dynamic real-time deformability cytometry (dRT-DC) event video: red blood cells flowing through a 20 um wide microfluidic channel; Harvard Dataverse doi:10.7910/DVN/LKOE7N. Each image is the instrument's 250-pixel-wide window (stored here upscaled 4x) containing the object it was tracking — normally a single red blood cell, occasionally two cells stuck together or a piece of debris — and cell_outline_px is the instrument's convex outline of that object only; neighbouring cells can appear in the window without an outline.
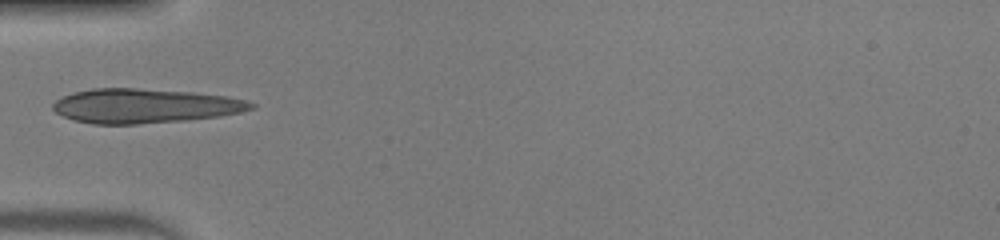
{"species": "human", "species_latin": "Homo sapiens", "temperature_condition": "warm", "stored_images_in_passage": 32, "camera_frame_rate_fps": 3000, "um_per_image_px": 0.085, "donor": {"sex": "male"}, "frame": {"image": 1, "passage_image": 1, "time_ms": 0.0, "image_size_px": [1000, 240], "cell_outline_px": [[256, 108], [240, 112], [220, 116], [184, 120], [136, 124], [92, 124], [72, 120], [56, 112], [52, 108], [52, 104], [56, 100], [72, 92], [92, 88], [136, 88], [192, 92], [228, 96], [244, 100], [256, 104]], "centroid_in_image_um": [12.29, 9.0], "position_along_channel_um": 72.7, "area_um2": 39.77}}
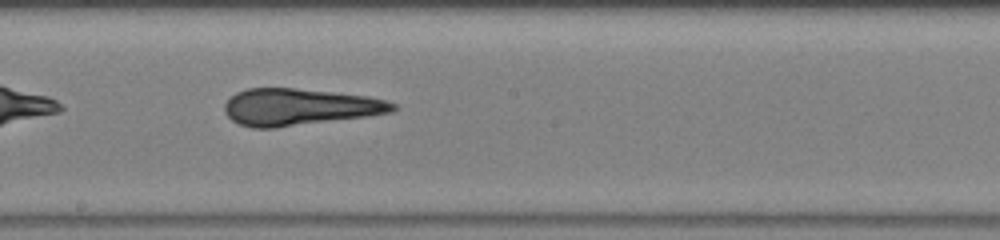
{"frame": {"image": 2, "passage_image": 12, "time_ms": 3.667, "image_size_px": [1000, 240], "cell_outline_px": [[396, 108], [392, 112], [368, 116], [276, 128], [252, 128], [240, 124], [232, 120], [224, 112], [224, 104], [236, 92], [248, 88], [296, 88], [368, 96], [384, 100], [396, 104]], "centroid_in_image_um": [25.43, 9.1], "position_along_channel_um": 222.8, "area_um2": 36.07}}
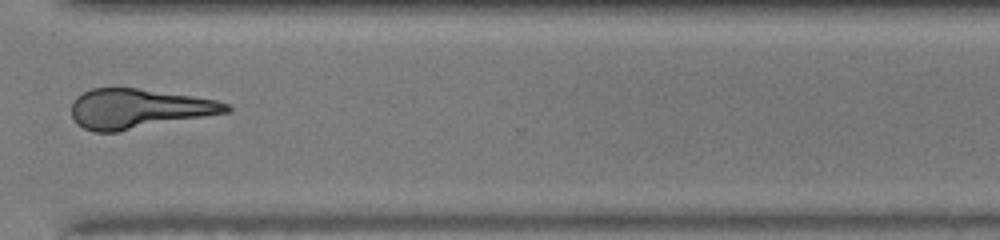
{"frame": {"image": 3, "passage_image": 22, "time_ms": 7.0, "image_size_px": [1000, 240], "cell_outline_px": [[232, 112], [116, 132], [92, 132], [76, 124], [72, 116], [72, 100], [76, 96], [92, 88], [136, 88], [192, 96], [216, 100], [232, 104]], "centroid_in_image_um": [11.8, 9.25], "position_along_channel_um": 358.8, "area_um2": 35.95}}